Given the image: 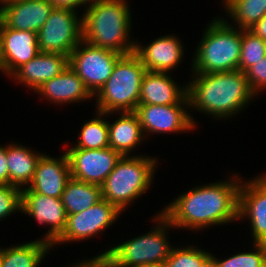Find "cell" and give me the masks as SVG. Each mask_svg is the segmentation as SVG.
<instances>
[{
	"mask_svg": "<svg viewBox=\"0 0 266 267\" xmlns=\"http://www.w3.org/2000/svg\"><path fill=\"white\" fill-rule=\"evenodd\" d=\"M251 30L255 35L262 38L266 41V15H264L253 27Z\"/></svg>",
	"mask_w": 266,
	"mask_h": 267,
	"instance_id": "obj_36",
	"label": "cell"
},
{
	"mask_svg": "<svg viewBox=\"0 0 266 267\" xmlns=\"http://www.w3.org/2000/svg\"><path fill=\"white\" fill-rule=\"evenodd\" d=\"M13 1H17V0H0V3H2L1 5H6V4L13 2Z\"/></svg>",
	"mask_w": 266,
	"mask_h": 267,
	"instance_id": "obj_39",
	"label": "cell"
},
{
	"mask_svg": "<svg viewBox=\"0 0 266 267\" xmlns=\"http://www.w3.org/2000/svg\"><path fill=\"white\" fill-rule=\"evenodd\" d=\"M121 114L114 123L108 122L109 147L122 156H128L142 142L144 134L135 112Z\"/></svg>",
	"mask_w": 266,
	"mask_h": 267,
	"instance_id": "obj_22",
	"label": "cell"
},
{
	"mask_svg": "<svg viewBox=\"0 0 266 267\" xmlns=\"http://www.w3.org/2000/svg\"><path fill=\"white\" fill-rule=\"evenodd\" d=\"M51 247L39 239L0 249V267H38Z\"/></svg>",
	"mask_w": 266,
	"mask_h": 267,
	"instance_id": "obj_25",
	"label": "cell"
},
{
	"mask_svg": "<svg viewBox=\"0 0 266 267\" xmlns=\"http://www.w3.org/2000/svg\"><path fill=\"white\" fill-rule=\"evenodd\" d=\"M53 8L49 0H17L1 5L0 12L5 26L37 33Z\"/></svg>",
	"mask_w": 266,
	"mask_h": 267,
	"instance_id": "obj_16",
	"label": "cell"
},
{
	"mask_svg": "<svg viewBox=\"0 0 266 267\" xmlns=\"http://www.w3.org/2000/svg\"><path fill=\"white\" fill-rule=\"evenodd\" d=\"M239 29L249 30L266 15V0H223Z\"/></svg>",
	"mask_w": 266,
	"mask_h": 267,
	"instance_id": "obj_26",
	"label": "cell"
},
{
	"mask_svg": "<svg viewBox=\"0 0 266 267\" xmlns=\"http://www.w3.org/2000/svg\"><path fill=\"white\" fill-rule=\"evenodd\" d=\"M203 267H217L216 263L212 258H210Z\"/></svg>",
	"mask_w": 266,
	"mask_h": 267,
	"instance_id": "obj_38",
	"label": "cell"
},
{
	"mask_svg": "<svg viewBox=\"0 0 266 267\" xmlns=\"http://www.w3.org/2000/svg\"><path fill=\"white\" fill-rule=\"evenodd\" d=\"M54 7H68L72 9H77L79 5L85 6V4L90 3L91 0H49Z\"/></svg>",
	"mask_w": 266,
	"mask_h": 267,
	"instance_id": "obj_34",
	"label": "cell"
},
{
	"mask_svg": "<svg viewBox=\"0 0 266 267\" xmlns=\"http://www.w3.org/2000/svg\"><path fill=\"white\" fill-rule=\"evenodd\" d=\"M121 56L117 52L93 46L82 40L72 50L69 65L94 96L107 82Z\"/></svg>",
	"mask_w": 266,
	"mask_h": 267,
	"instance_id": "obj_9",
	"label": "cell"
},
{
	"mask_svg": "<svg viewBox=\"0 0 266 267\" xmlns=\"http://www.w3.org/2000/svg\"><path fill=\"white\" fill-rule=\"evenodd\" d=\"M245 76L249 85L257 95V92L266 88V56L255 62L245 71Z\"/></svg>",
	"mask_w": 266,
	"mask_h": 267,
	"instance_id": "obj_32",
	"label": "cell"
},
{
	"mask_svg": "<svg viewBox=\"0 0 266 267\" xmlns=\"http://www.w3.org/2000/svg\"><path fill=\"white\" fill-rule=\"evenodd\" d=\"M61 200L67 215L82 212L102 200L101 186L71 177L66 183Z\"/></svg>",
	"mask_w": 266,
	"mask_h": 267,
	"instance_id": "obj_24",
	"label": "cell"
},
{
	"mask_svg": "<svg viewBox=\"0 0 266 267\" xmlns=\"http://www.w3.org/2000/svg\"><path fill=\"white\" fill-rule=\"evenodd\" d=\"M6 155L9 169V185L29 186L32 182L37 163L42 156L40 153L32 152L26 146L11 144L6 145Z\"/></svg>",
	"mask_w": 266,
	"mask_h": 267,
	"instance_id": "obj_23",
	"label": "cell"
},
{
	"mask_svg": "<svg viewBox=\"0 0 266 267\" xmlns=\"http://www.w3.org/2000/svg\"><path fill=\"white\" fill-rule=\"evenodd\" d=\"M73 267H112L106 260L103 258H96L93 257V259L84 260L78 263L77 265H73Z\"/></svg>",
	"mask_w": 266,
	"mask_h": 267,
	"instance_id": "obj_35",
	"label": "cell"
},
{
	"mask_svg": "<svg viewBox=\"0 0 266 267\" xmlns=\"http://www.w3.org/2000/svg\"><path fill=\"white\" fill-rule=\"evenodd\" d=\"M241 178L192 188L161 213L175 228L203 229L238 219ZM240 182V183H239Z\"/></svg>",
	"mask_w": 266,
	"mask_h": 267,
	"instance_id": "obj_1",
	"label": "cell"
},
{
	"mask_svg": "<svg viewBox=\"0 0 266 267\" xmlns=\"http://www.w3.org/2000/svg\"><path fill=\"white\" fill-rule=\"evenodd\" d=\"M39 53L37 33L20 31L3 24L1 71L8 76Z\"/></svg>",
	"mask_w": 266,
	"mask_h": 267,
	"instance_id": "obj_17",
	"label": "cell"
},
{
	"mask_svg": "<svg viewBox=\"0 0 266 267\" xmlns=\"http://www.w3.org/2000/svg\"><path fill=\"white\" fill-rule=\"evenodd\" d=\"M22 212L35 218L40 224H49L47 234L41 240L52 245L64 232L67 214L61 198L49 197L34 191H22Z\"/></svg>",
	"mask_w": 266,
	"mask_h": 267,
	"instance_id": "obj_14",
	"label": "cell"
},
{
	"mask_svg": "<svg viewBox=\"0 0 266 267\" xmlns=\"http://www.w3.org/2000/svg\"><path fill=\"white\" fill-rule=\"evenodd\" d=\"M2 30H3V20L0 12V70H1V60H2Z\"/></svg>",
	"mask_w": 266,
	"mask_h": 267,
	"instance_id": "obj_37",
	"label": "cell"
},
{
	"mask_svg": "<svg viewBox=\"0 0 266 267\" xmlns=\"http://www.w3.org/2000/svg\"><path fill=\"white\" fill-rule=\"evenodd\" d=\"M183 52L180 40L174 35L160 36L146 47L138 45L136 41L134 50L146 71L166 73L177 67L182 60Z\"/></svg>",
	"mask_w": 266,
	"mask_h": 267,
	"instance_id": "obj_18",
	"label": "cell"
},
{
	"mask_svg": "<svg viewBox=\"0 0 266 267\" xmlns=\"http://www.w3.org/2000/svg\"><path fill=\"white\" fill-rule=\"evenodd\" d=\"M67 66H69V56L39 52L33 59L19 67L11 77L36 92L46 81L61 74Z\"/></svg>",
	"mask_w": 266,
	"mask_h": 267,
	"instance_id": "obj_19",
	"label": "cell"
},
{
	"mask_svg": "<svg viewBox=\"0 0 266 267\" xmlns=\"http://www.w3.org/2000/svg\"><path fill=\"white\" fill-rule=\"evenodd\" d=\"M221 19V20H220ZM216 18L208 24L193 58L194 73L238 70L241 54V29Z\"/></svg>",
	"mask_w": 266,
	"mask_h": 267,
	"instance_id": "obj_4",
	"label": "cell"
},
{
	"mask_svg": "<svg viewBox=\"0 0 266 267\" xmlns=\"http://www.w3.org/2000/svg\"><path fill=\"white\" fill-rule=\"evenodd\" d=\"M158 222L154 230L139 237H134L120 245L110 247L96 258H103L112 267H142L164 264L173 247L167 240L169 227H173L162 214L154 216ZM168 228V229H167Z\"/></svg>",
	"mask_w": 266,
	"mask_h": 267,
	"instance_id": "obj_7",
	"label": "cell"
},
{
	"mask_svg": "<svg viewBox=\"0 0 266 267\" xmlns=\"http://www.w3.org/2000/svg\"><path fill=\"white\" fill-rule=\"evenodd\" d=\"M255 252H244L225 260H218L211 255L217 267H266V244L253 243Z\"/></svg>",
	"mask_w": 266,
	"mask_h": 267,
	"instance_id": "obj_30",
	"label": "cell"
},
{
	"mask_svg": "<svg viewBox=\"0 0 266 267\" xmlns=\"http://www.w3.org/2000/svg\"><path fill=\"white\" fill-rule=\"evenodd\" d=\"M126 0H91L82 18V39L121 55L131 54V12ZM127 41V42H126Z\"/></svg>",
	"mask_w": 266,
	"mask_h": 267,
	"instance_id": "obj_3",
	"label": "cell"
},
{
	"mask_svg": "<svg viewBox=\"0 0 266 267\" xmlns=\"http://www.w3.org/2000/svg\"><path fill=\"white\" fill-rule=\"evenodd\" d=\"M186 106L189 107L188 95L179 104L138 105L135 113L145 136L144 132L147 134L184 132L196 127L193 117L185 109Z\"/></svg>",
	"mask_w": 266,
	"mask_h": 267,
	"instance_id": "obj_12",
	"label": "cell"
},
{
	"mask_svg": "<svg viewBox=\"0 0 266 267\" xmlns=\"http://www.w3.org/2000/svg\"><path fill=\"white\" fill-rule=\"evenodd\" d=\"M250 220L254 243L266 244V174L242 183L238 219Z\"/></svg>",
	"mask_w": 266,
	"mask_h": 267,
	"instance_id": "obj_13",
	"label": "cell"
},
{
	"mask_svg": "<svg viewBox=\"0 0 266 267\" xmlns=\"http://www.w3.org/2000/svg\"><path fill=\"white\" fill-rule=\"evenodd\" d=\"M142 267H165L164 264H157V265H146V266H142Z\"/></svg>",
	"mask_w": 266,
	"mask_h": 267,
	"instance_id": "obj_40",
	"label": "cell"
},
{
	"mask_svg": "<svg viewBox=\"0 0 266 267\" xmlns=\"http://www.w3.org/2000/svg\"><path fill=\"white\" fill-rule=\"evenodd\" d=\"M157 160L150 156H122L101 185L102 199L120 212L149 189Z\"/></svg>",
	"mask_w": 266,
	"mask_h": 267,
	"instance_id": "obj_6",
	"label": "cell"
},
{
	"mask_svg": "<svg viewBox=\"0 0 266 267\" xmlns=\"http://www.w3.org/2000/svg\"><path fill=\"white\" fill-rule=\"evenodd\" d=\"M18 210L22 212V189L13 185H0V220Z\"/></svg>",
	"mask_w": 266,
	"mask_h": 267,
	"instance_id": "obj_31",
	"label": "cell"
},
{
	"mask_svg": "<svg viewBox=\"0 0 266 267\" xmlns=\"http://www.w3.org/2000/svg\"><path fill=\"white\" fill-rule=\"evenodd\" d=\"M210 258L211 253L193 246L172 248L164 265L165 267H203Z\"/></svg>",
	"mask_w": 266,
	"mask_h": 267,
	"instance_id": "obj_29",
	"label": "cell"
},
{
	"mask_svg": "<svg viewBox=\"0 0 266 267\" xmlns=\"http://www.w3.org/2000/svg\"><path fill=\"white\" fill-rule=\"evenodd\" d=\"M77 10L54 7L48 19L37 32L39 52L59 53L70 56L82 39V18Z\"/></svg>",
	"mask_w": 266,
	"mask_h": 267,
	"instance_id": "obj_8",
	"label": "cell"
},
{
	"mask_svg": "<svg viewBox=\"0 0 266 267\" xmlns=\"http://www.w3.org/2000/svg\"><path fill=\"white\" fill-rule=\"evenodd\" d=\"M36 93L43 95L48 101L62 105L93 97L70 65L61 74L46 81Z\"/></svg>",
	"mask_w": 266,
	"mask_h": 267,
	"instance_id": "obj_21",
	"label": "cell"
},
{
	"mask_svg": "<svg viewBox=\"0 0 266 267\" xmlns=\"http://www.w3.org/2000/svg\"><path fill=\"white\" fill-rule=\"evenodd\" d=\"M98 117L84 123L75 148L102 149L109 147L108 121L101 118L105 114L97 112Z\"/></svg>",
	"mask_w": 266,
	"mask_h": 267,
	"instance_id": "obj_27",
	"label": "cell"
},
{
	"mask_svg": "<svg viewBox=\"0 0 266 267\" xmlns=\"http://www.w3.org/2000/svg\"><path fill=\"white\" fill-rule=\"evenodd\" d=\"M0 185H9V169L6 146H0Z\"/></svg>",
	"mask_w": 266,
	"mask_h": 267,
	"instance_id": "obj_33",
	"label": "cell"
},
{
	"mask_svg": "<svg viewBox=\"0 0 266 267\" xmlns=\"http://www.w3.org/2000/svg\"><path fill=\"white\" fill-rule=\"evenodd\" d=\"M145 72L146 68L134 52L122 55L107 82L94 95L97 97V112L105 116L120 110L135 112L139 105L141 83Z\"/></svg>",
	"mask_w": 266,
	"mask_h": 267,
	"instance_id": "obj_5",
	"label": "cell"
},
{
	"mask_svg": "<svg viewBox=\"0 0 266 267\" xmlns=\"http://www.w3.org/2000/svg\"><path fill=\"white\" fill-rule=\"evenodd\" d=\"M195 75L186 84L189 107L215 118L225 119L238 113L256 96L241 70Z\"/></svg>",
	"mask_w": 266,
	"mask_h": 267,
	"instance_id": "obj_2",
	"label": "cell"
},
{
	"mask_svg": "<svg viewBox=\"0 0 266 267\" xmlns=\"http://www.w3.org/2000/svg\"><path fill=\"white\" fill-rule=\"evenodd\" d=\"M266 56V41L251 30H241V54L238 70L245 72Z\"/></svg>",
	"mask_w": 266,
	"mask_h": 267,
	"instance_id": "obj_28",
	"label": "cell"
},
{
	"mask_svg": "<svg viewBox=\"0 0 266 267\" xmlns=\"http://www.w3.org/2000/svg\"><path fill=\"white\" fill-rule=\"evenodd\" d=\"M66 154L71 177L98 186L104 183L122 157L110 147L96 150L72 147Z\"/></svg>",
	"mask_w": 266,
	"mask_h": 267,
	"instance_id": "obj_11",
	"label": "cell"
},
{
	"mask_svg": "<svg viewBox=\"0 0 266 267\" xmlns=\"http://www.w3.org/2000/svg\"><path fill=\"white\" fill-rule=\"evenodd\" d=\"M70 178L66 152L58 159L43 154L37 163L32 182L26 188L23 187L22 191H34L49 197L61 198Z\"/></svg>",
	"mask_w": 266,
	"mask_h": 267,
	"instance_id": "obj_15",
	"label": "cell"
},
{
	"mask_svg": "<svg viewBox=\"0 0 266 267\" xmlns=\"http://www.w3.org/2000/svg\"><path fill=\"white\" fill-rule=\"evenodd\" d=\"M120 212L105 199L78 213L67 215L63 234L51 245L89 239L110 227Z\"/></svg>",
	"mask_w": 266,
	"mask_h": 267,
	"instance_id": "obj_10",
	"label": "cell"
},
{
	"mask_svg": "<svg viewBox=\"0 0 266 267\" xmlns=\"http://www.w3.org/2000/svg\"><path fill=\"white\" fill-rule=\"evenodd\" d=\"M166 72L146 71L141 83L139 105H174L187 96V86L178 87Z\"/></svg>",
	"mask_w": 266,
	"mask_h": 267,
	"instance_id": "obj_20",
	"label": "cell"
}]
</instances>
